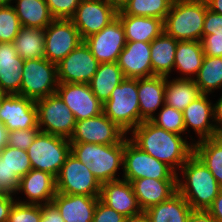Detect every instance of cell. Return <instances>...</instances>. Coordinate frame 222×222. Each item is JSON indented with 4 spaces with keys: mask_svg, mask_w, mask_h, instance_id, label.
<instances>
[{
    "mask_svg": "<svg viewBox=\"0 0 222 222\" xmlns=\"http://www.w3.org/2000/svg\"><path fill=\"white\" fill-rule=\"evenodd\" d=\"M130 140L142 151L168 165L175 173L193 154V143L173 132L153 124L150 120L143 121L132 130Z\"/></svg>",
    "mask_w": 222,
    "mask_h": 222,
    "instance_id": "6da1fadb",
    "label": "cell"
},
{
    "mask_svg": "<svg viewBox=\"0 0 222 222\" xmlns=\"http://www.w3.org/2000/svg\"><path fill=\"white\" fill-rule=\"evenodd\" d=\"M181 171L186 181L177 178V191L193 210H208L222 190L216 178L194 153Z\"/></svg>",
    "mask_w": 222,
    "mask_h": 222,
    "instance_id": "7a4b0ae2",
    "label": "cell"
},
{
    "mask_svg": "<svg viewBox=\"0 0 222 222\" xmlns=\"http://www.w3.org/2000/svg\"><path fill=\"white\" fill-rule=\"evenodd\" d=\"M207 9L205 0H173L164 32L178 41H201Z\"/></svg>",
    "mask_w": 222,
    "mask_h": 222,
    "instance_id": "3957f363",
    "label": "cell"
},
{
    "mask_svg": "<svg viewBox=\"0 0 222 222\" xmlns=\"http://www.w3.org/2000/svg\"><path fill=\"white\" fill-rule=\"evenodd\" d=\"M125 137L113 145L94 143H71V154L84 163L102 184L119 180L117 169L123 166Z\"/></svg>",
    "mask_w": 222,
    "mask_h": 222,
    "instance_id": "277c9868",
    "label": "cell"
},
{
    "mask_svg": "<svg viewBox=\"0 0 222 222\" xmlns=\"http://www.w3.org/2000/svg\"><path fill=\"white\" fill-rule=\"evenodd\" d=\"M103 113L126 134L139 126L138 79L124 78L103 104Z\"/></svg>",
    "mask_w": 222,
    "mask_h": 222,
    "instance_id": "5b68a950",
    "label": "cell"
},
{
    "mask_svg": "<svg viewBox=\"0 0 222 222\" xmlns=\"http://www.w3.org/2000/svg\"><path fill=\"white\" fill-rule=\"evenodd\" d=\"M70 153L71 143L68 138L41 131L27 149L32 169L50 173L55 178Z\"/></svg>",
    "mask_w": 222,
    "mask_h": 222,
    "instance_id": "8992f818",
    "label": "cell"
},
{
    "mask_svg": "<svg viewBox=\"0 0 222 222\" xmlns=\"http://www.w3.org/2000/svg\"><path fill=\"white\" fill-rule=\"evenodd\" d=\"M22 82L18 95L37 100L56 93L57 64L45 58L24 60Z\"/></svg>",
    "mask_w": 222,
    "mask_h": 222,
    "instance_id": "52a82bcc",
    "label": "cell"
},
{
    "mask_svg": "<svg viewBox=\"0 0 222 222\" xmlns=\"http://www.w3.org/2000/svg\"><path fill=\"white\" fill-rule=\"evenodd\" d=\"M124 180L150 178L156 180H177L178 173H175L168 165L153 158L148 153L142 151L130 139L125 136Z\"/></svg>",
    "mask_w": 222,
    "mask_h": 222,
    "instance_id": "ba28073f",
    "label": "cell"
},
{
    "mask_svg": "<svg viewBox=\"0 0 222 222\" xmlns=\"http://www.w3.org/2000/svg\"><path fill=\"white\" fill-rule=\"evenodd\" d=\"M101 187L90 169L71 153L56 177L57 193L99 197Z\"/></svg>",
    "mask_w": 222,
    "mask_h": 222,
    "instance_id": "9c48e42d",
    "label": "cell"
},
{
    "mask_svg": "<svg viewBox=\"0 0 222 222\" xmlns=\"http://www.w3.org/2000/svg\"><path fill=\"white\" fill-rule=\"evenodd\" d=\"M35 105L37 108L38 127L41 132L70 139L74 133L76 119L56 93L35 100Z\"/></svg>",
    "mask_w": 222,
    "mask_h": 222,
    "instance_id": "30bf717a",
    "label": "cell"
},
{
    "mask_svg": "<svg viewBox=\"0 0 222 222\" xmlns=\"http://www.w3.org/2000/svg\"><path fill=\"white\" fill-rule=\"evenodd\" d=\"M45 59L58 64L84 40L71 19H54L45 29Z\"/></svg>",
    "mask_w": 222,
    "mask_h": 222,
    "instance_id": "8fae6325",
    "label": "cell"
},
{
    "mask_svg": "<svg viewBox=\"0 0 222 222\" xmlns=\"http://www.w3.org/2000/svg\"><path fill=\"white\" fill-rule=\"evenodd\" d=\"M118 10L106 0H81L71 20L84 40L112 22Z\"/></svg>",
    "mask_w": 222,
    "mask_h": 222,
    "instance_id": "7c38bea8",
    "label": "cell"
},
{
    "mask_svg": "<svg viewBox=\"0 0 222 222\" xmlns=\"http://www.w3.org/2000/svg\"><path fill=\"white\" fill-rule=\"evenodd\" d=\"M126 133L113 123L104 113L76 121L70 143L118 144Z\"/></svg>",
    "mask_w": 222,
    "mask_h": 222,
    "instance_id": "4fadbf2b",
    "label": "cell"
},
{
    "mask_svg": "<svg viewBox=\"0 0 222 222\" xmlns=\"http://www.w3.org/2000/svg\"><path fill=\"white\" fill-rule=\"evenodd\" d=\"M99 64L83 41L57 64L58 82L89 84Z\"/></svg>",
    "mask_w": 222,
    "mask_h": 222,
    "instance_id": "5bb4252c",
    "label": "cell"
},
{
    "mask_svg": "<svg viewBox=\"0 0 222 222\" xmlns=\"http://www.w3.org/2000/svg\"><path fill=\"white\" fill-rule=\"evenodd\" d=\"M0 123L8 132L39 128L35 100L18 94L2 93Z\"/></svg>",
    "mask_w": 222,
    "mask_h": 222,
    "instance_id": "9a60e30c",
    "label": "cell"
},
{
    "mask_svg": "<svg viewBox=\"0 0 222 222\" xmlns=\"http://www.w3.org/2000/svg\"><path fill=\"white\" fill-rule=\"evenodd\" d=\"M84 42L99 63L117 62L127 43L124 28L118 17L100 32L84 39Z\"/></svg>",
    "mask_w": 222,
    "mask_h": 222,
    "instance_id": "2e32d148",
    "label": "cell"
},
{
    "mask_svg": "<svg viewBox=\"0 0 222 222\" xmlns=\"http://www.w3.org/2000/svg\"><path fill=\"white\" fill-rule=\"evenodd\" d=\"M56 94L74 114L76 121L103 113V103L93 94L89 84L59 82Z\"/></svg>",
    "mask_w": 222,
    "mask_h": 222,
    "instance_id": "e0dca14e",
    "label": "cell"
},
{
    "mask_svg": "<svg viewBox=\"0 0 222 222\" xmlns=\"http://www.w3.org/2000/svg\"><path fill=\"white\" fill-rule=\"evenodd\" d=\"M118 66L124 78H147L155 76L151 66L150 42H127L121 51Z\"/></svg>",
    "mask_w": 222,
    "mask_h": 222,
    "instance_id": "ac0fdd59",
    "label": "cell"
},
{
    "mask_svg": "<svg viewBox=\"0 0 222 222\" xmlns=\"http://www.w3.org/2000/svg\"><path fill=\"white\" fill-rule=\"evenodd\" d=\"M99 199L125 217L142 211L131 182L124 179L102 183Z\"/></svg>",
    "mask_w": 222,
    "mask_h": 222,
    "instance_id": "d6986e66",
    "label": "cell"
},
{
    "mask_svg": "<svg viewBox=\"0 0 222 222\" xmlns=\"http://www.w3.org/2000/svg\"><path fill=\"white\" fill-rule=\"evenodd\" d=\"M17 191H23L29 199L20 203L42 205L43 201V205L49 204L57 193L56 178L50 173L31 169L20 178Z\"/></svg>",
    "mask_w": 222,
    "mask_h": 222,
    "instance_id": "ffe728a7",
    "label": "cell"
},
{
    "mask_svg": "<svg viewBox=\"0 0 222 222\" xmlns=\"http://www.w3.org/2000/svg\"><path fill=\"white\" fill-rule=\"evenodd\" d=\"M23 64L13 42L0 43V93L20 92Z\"/></svg>",
    "mask_w": 222,
    "mask_h": 222,
    "instance_id": "44dd1931",
    "label": "cell"
},
{
    "mask_svg": "<svg viewBox=\"0 0 222 222\" xmlns=\"http://www.w3.org/2000/svg\"><path fill=\"white\" fill-rule=\"evenodd\" d=\"M99 197L56 193L52 203L65 222H92Z\"/></svg>",
    "mask_w": 222,
    "mask_h": 222,
    "instance_id": "7402d4cb",
    "label": "cell"
},
{
    "mask_svg": "<svg viewBox=\"0 0 222 222\" xmlns=\"http://www.w3.org/2000/svg\"><path fill=\"white\" fill-rule=\"evenodd\" d=\"M142 211L168 200L177 192V180L142 178L131 182Z\"/></svg>",
    "mask_w": 222,
    "mask_h": 222,
    "instance_id": "603a6c76",
    "label": "cell"
},
{
    "mask_svg": "<svg viewBox=\"0 0 222 222\" xmlns=\"http://www.w3.org/2000/svg\"><path fill=\"white\" fill-rule=\"evenodd\" d=\"M207 97L202 94L183 110L185 131L191 126L200 138L198 141L213 138L215 133V124L209 121L214 119V107Z\"/></svg>",
    "mask_w": 222,
    "mask_h": 222,
    "instance_id": "cb8c5ba5",
    "label": "cell"
},
{
    "mask_svg": "<svg viewBox=\"0 0 222 222\" xmlns=\"http://www.w3.org/2000/svg\"><path fill=\"white\" fill-rule=\"evenodd\" d=\"M165 76H152L147 78H138V98L140 124L143 121L151 120L154 112L162 104H165Z\"/></svg>",
    "mask_w": 222,
    "mask_h": 222,
    "instance_id": "d4e9b609",
    "label": "cell"
},
{
    "mask_svg": "<svg viewBox=\"0 0 222 222\" xmlns=\"http://www.w3.org/2000/svg\"><path fill=\"white\" fill-rule=\"evenodd\" d=\"M127 42H152L164 32L163 20L153 17L117 15Z\"/></svg>",
    "mask_w": 222,
    "mask_h": 222,
    "instance_id": "484cf974",
    "label": "cell"
},
{
    "mask_svg": "<svg viewBox=\"0 0 222 222\" xmlns=\"http://www.w3.org/2000/svg\"><path fill=\"white\" fill-rule=\"evenodd\" d=\"M192 208L177 191L168 200L148 208L150 222H188Z\"/></svg>",
    "mask_w": 222,
    "mask_h": 222,
    "instance_id": "4316f807",
    "label": "cell"
},
{
    "mask_svg": "<svg viewBox=\"0 0 222 222\" xmlns=\"http://www.w3.org/2000/svg\"><path fill=\"white\" fill-rule=\"evenodd\" d=\"M177 43L178 40L165 32L151 42V66L154 75L169 77L174 69Z\"/></svg>",
    "mask_w": 222,
    "mask_h": 222,
    "instance_id": "83f0119b",
    "label": "cell"
},
{
    "mask_svg": "<svg viewBox=\"0 0 222 222\" xmlns=\"http://www.w3.org/2000/svg\"><path fill=\"white\" fill-rule=\"evenodd\" d=\"M124 80V75L117 62L100 63L89 86L101 103L109 100L111 92Z\"/></svg>",
    "mask_w": 222,
    "mask_h": 222,
    "instance_id": "f1b7e54d",
    "label": "cell"
},
{
    "mask_svg": "<svg viewBox=\"0 0 222 222\" xmlns=\"http://www.w3.org/2000/svg\"><path fill=\"white\" fill-rule=\"evenodd\" d=\"M204 56L201 41H178L174 67L182 74L190 76L181 77V79H193L191 74L197 76Z\"/></svg>",
    "mask_w": 222,
    "mask_h": 222,
    "instance_id": "f546056e",
    "label": "cell"
},
{
    "mask_svg": "<svg viewBox=\"0 0 222 222\" xmlns=\"http://www.w3.org/2000/svg\"><path fill=\"white\" fill-rule=\"evenodd\" d=\"M202 93L193 79H173L168 81L166 77L165 104L177 110L183 111L192 101Z\"/></svg>",
    "mask_w": 222,
    "mask_h": 222,
    "instance_id": "4dcf8cb0",
    "label": "cell"
},
{
    "mask_svg": "<svg viewBox=\"0 0 222 222\" xmlns=\"http://www.w3.org/2000/svg\"><path fill=\"white\" fill-rule=\"evenodd\" d=\"M13 6L23 27L45 29L54 18L45 0H16Z\"/></svg>",
    "mask_w": 222,
    "mask_h": 222,
    "instance_id": "1f68e13d",
    "label": "cell"
},
{
    "mask_svg": "<svg viewBox=\"0 0 222 222\" xmlns=\"http://www.w3.org/2000/svg\"><path fill=\"white\" fill-rule=\"evenodd\" d=\"M13 43L23 60L45 58V33L42 28L22 26Z\"/></svg>",
    "mask_w": 222,
    "mask_h": 222,
    "instance_id": "d6a6232c",
    "label": "cell"
},
{
    "mask_svg": "<svg viewBox=\"0 0 222 222\" xmlns=\"http://www.w3.org/2000/svg\"><path fill=\"white\" fill-rule=\"evenodd\" d=\"M173 0H127L117 15L153 17L164 21Z\"/></svg>",
    "mask_w": 222,
    "mask_h": 222,
    "instance_id": "836d02e7",
    "label": "cell"
},
{
    "mask_svg": "<svg viewBox=\"0 0 222 222\" xmlns=\"http://www.w3.org/2000/svg\"><path fill=\"white\" fill-rule=\"evenodd\" d=\"M193 153L209 169L222 189V146L213 138L193 144Z\"/></svg>",
    "mask_w": 222,
    "mask_h": 222,
    "instance_id": "e575fe53",
    "label": "cell"
},
{
    "mask_svg": "<svg viewBox=\"0 0 222 222\" xmlns=\"http://www.w3.org/2000/svg\"><path fill=\"white\" fill-rule=\"evenodd\" d=\"M202 94L222 87V57L204 56L202 66L194 78Z\"/></svg>",
    "mask_w": 222,
    "mask_h": 222,
    "instance_id": "d590c367",
    "label": "cell"
},
{
    "mask_svg": "<svg viewBox=\"0 0 222 222\" xmlns=\"http://www.w3.org/2000/svg\"><path fill=\"white\" fill-rule=\"evenodd\" d=\"M21 27L13 5L0 6V43L14 42Z\"/></svg>",
    "mask_w": 222,
    "mask_h": 222,
    "instance_id": "8d00e7d4",
    "label": "cell"
},
{
    "mask_svg": "<svg viewBox=\"0 0 222 222\" xmlns=\"http://www.w3.org/2000/svg\"><path fill=\"white\" fill-rule=\"evenodd\" d=\"M0 158L9 166L12 173H16L20 178L32 169L27 151L22 149L6 145L0 151Z\"/></svg>",
    "mask_w": 222,
    "mask_h": 222,
    "instance_id": "74e56055",
    "label": "cell"
},
{
    "mask_svg": "<svg viewBox=\"0 0 222 222\" xmlns=\"http://www.w3.org/2000/svg\"><path fill=\"white\" fill-rule=\"evenodd\" d=\"M153 124L165 129L166 131L181 135L185 132L183 111L173 107L163 105L158 118L155 116L150 120Z\"/></svg>",
    "mask_w": 222,
    "mask_h": 222,
    "instance_id": "f35d334b",
    "label": "cell"
},
{
    "mask_svg": "<svg viewBox=\"0 0 222 222\" xmlns=\"http://www.w3.org/2000/svg\"><path fill=\"white\" fill-rule=\"evenodd\" d=\"M10 209L7 222H40L42 205L16 202Z\"/></svg>",
    "mask_w": 222,
    "mask_h": 222,
    "instance_id": "ab89813d",
    "label": "cell"
},
{
    "mask_svg": "<svg viewBox=\"0 0 222 222\" xmlns=\"http://www.w3.org/2000/svg\"><path fill=\"white\" fill-rule=\"evenodd\" d=\"M40 132V128H30L25 130H13L7 134V146L22 149H27L32 145L34 139Z\"/></svg>",
    "mask_w": 222,
    "mask_h": 222,
    "instance_id": "60d3db41",
    "label": "cell"
},
{
    "mask_svg": "<svg viewBox=\"0 0 222 222\" xmlns=\"http://www.w3.org/2000/svg\"><path fill=\"white\" fill-rule=\"evenodd\" d=\"M81 0H45L54 19H71Z\"/></svg>",
    "mask_w": 222,
    "mask_h": 222,
    "instance_id": "b9f144b4",
    "label": "cell"
},
{
    "mask_svg": "<svg viewBox=\"0 0 222 222\" xmlns=\"http://www.w3.org/2000/svg\"><path fill=\"white\" fill-rule=\"evenodd\" d=\"M19 182L20 177L12 173L9 166L0 158V194L14 195L18 190Z\"/></svg>",
    "mask_w": 222,
    "mask_h": 222,
    "instance_id": "7bdbcfd3",
    "label": "cell"
},
{
    "mask_svg": "<svg viewBox=\"0 0 222 222\" xmlns=\"http://www.w3.org/2000/svg\"><path fill=\"white\" fill-rule=\"evenodd\" d=\"M125 216L98 199L92 222H124Z\"/></svg>",
    "mask_w": 222,
    "mask_h": 222,
    "instance_id": "ee69618b",
    "label": "cell"
},
{
    "mask_svg": "<svg viewBox=\"0 0 222 222\" xmlns=\"http://www.w3.org/2000/svg\"><path fill=\"white\" fill-rule=\"evenodd\" d=\"M222 37V15L206 10L204 19L203 35H212Z\"/></svg>",
    "mask_w": 222,
    "mask_h": 222,
    "instance_id": "f6af8a7d",
    "label": "cell"
},
{
    "mask_svg": "<svg viewBox=\"0 0 222 222\" xmlns=\"http://www.w3.org/2000/svg\"><path fill=\"white\" fill-rule=\"evenodd\" d=\"M205 56L222 57V37L212 35H202L201 40Z\"/></svg>",
    "mask_w": 222,
    "mask_h": 222,
    "instance_id": "bcb514c9",
    "label": "cell"
},
{
    "mask_svg": "<svg viewBox=\"0 0 222 222\" xmlns=\"http://www.w3.org/2000/svg\"><path fill=\"white\" fill-rule=\"evenodd\" d=\"M40 222H65L59 210L53 203L42 204V217Z\"/></svg>",
    "mask_w": 222,
    "mask_h": 222,
    "instance_id": "7dc6e473",
    "label": "cell"
},
{
    "mask_svg": "<svg viewBox=\"0 0 222 222\" xmlns=\"http://www.w3.org/2000/svg\"><path fill=\"white\" fill-rule=\"evenodd\" d=\"M15 203L12 195L0 194V222H7L11 207Z\"/></svg>",
    "mask_w": 222,
    "mask_h": 222,
    "instance_id": "c3c4849f",
    "label": "cell"
},
{
    "mask_svg": "<svg viewBox=\"0 0 222 222\" xmlns=\"http://www.w3.org/2000/svg\"><path fill=\"white\" fill-rule=\"evenodd\" d=\"M188 222H218L207 210H192Z\"/></svg>",
    "mask_w": 222,
    "mask_h": 222,
    "instance_id": "681fc988",
    "label": "cell"
},
{
    "mask_svg": "<svg viewBox=\"0 0 222 222\" xmlns=\"http://www.w3.org/2000/svg\"><path fill=\"white\" fill-rule=\"evenodd\" d=\"M218 222H222V190L207 210Z\"/></svg>",
    "mask_w": 222,
    "mask_h": 222,
    "instance_id": "f907efd6",
    "label": "cell"
},
{
    "mask_svg": "<svg viewBox=\"0 0 222 222\" xmlns=\"http://www.w3.org/2000/svg\"><path fill=\"white\" fill-rule=\"evenodd\" d=\"M214 107V122H216L215 126H222V96L221 98L218 100V102L216 104L213 105ZM217 123H219L217 125Z\"/></svg>",
    "mask_w": 222,
    "mask_h": 222,
    "instance_id": "816d5d0a",
    "label": "cell"
},
{
    "mask_svg": "<svg viewBox=\"0 0 222 222\" xmlns=\"http://www.w3.org/2000/svg\"><path fill=\"white\" fill-rule=\"evenodd\" d=\"M124 222H150L149 217L145 211L132 216L125 217Z\"/></svg>",
    "mask_w": 222,
    "mask_h": 222,
    "instance_id": "f5cc1de1",
    "label": "cell"
},
{
    "mask_svg": "<svg viewBox=\"0 0 222 222\" xmlns=\"http://www.w3.org/2000/svg\"><path fill=\"white\" fill-rule=\"evenodd\" d=\"M208 9L222 15V0H206Z\"/></svg>",
    "mask_w": 222,
    "mask_h": 222,
    "instance_id": "db71d44e",
    "label": "cell"
},
{
    "mask_svg": "<svg viewBox=\"0 0 222 222\" xmlns=\"http://www.w3.org/2000/svg\"><path fill=\"white\" fill-rule=\"evenodd\" d=\"M7 128L0 123V151L6 146L7 144Z\"/></svg>",
    "mask_w": 222,
    "mask_h": 222,
    "instance_id": "11a10c76",
    "label": "cell"
},
{
    "mask_svg": "<svg viewBox=\"0 0 222 222\" xmlns=\"http://www.w3.org/2000/svg\"><path fill=\"white\" fill-rule=\"evenodd\" d=\"M213 139L222 146V126H215Z\"/></svg>",
    "mask_w": 222,
    "mask_h": 222,
    "instance_id": "9f6ffc18",
    "label": "cell"
},
{
    "mask_svg": "<svg viewBox=\"0 0 222 222\" xmlns=\"http://www.w3.org/2000/svg\"><path fill=\"white\" fill-rule=\"evenodd\" d=\"M106 1L115 5L118 9H120L127 0H106Z\"/></svg>",
    "mask_w": 222,
    "mask_h": 222,
    "instance_id": "6f0895ef",
    "label": "cell"
},
{
    "mask_svg": "<svg viewBox=\"0 0 222 222\" xmlns=\"http://www.w3.org/2000/svg\"><path fill=\"white\" fill-rule=\"evenodd\" d=\"M12 0H0V6H8L11 5Z\"/></svg>",
    "mask_w": 222,
    "mask_h": 222,
    "instance_id": "680465c9",
    "label": "cell"
},
{
    "mask_svg": "<svg viewBox=\"0 0 222 222\" xmlns=\"http://www.w3.org/2000/svg\"><path fill=\"white\" fill-rule=\"evenodd\" d=\"M1 107H2V93H0V110H1Z\"/></svg>",
    "mask_w": 222,
    "mask_h": 222,
    "instance_id": "91938a15",
    "label": "cell"
}]
</instances>
